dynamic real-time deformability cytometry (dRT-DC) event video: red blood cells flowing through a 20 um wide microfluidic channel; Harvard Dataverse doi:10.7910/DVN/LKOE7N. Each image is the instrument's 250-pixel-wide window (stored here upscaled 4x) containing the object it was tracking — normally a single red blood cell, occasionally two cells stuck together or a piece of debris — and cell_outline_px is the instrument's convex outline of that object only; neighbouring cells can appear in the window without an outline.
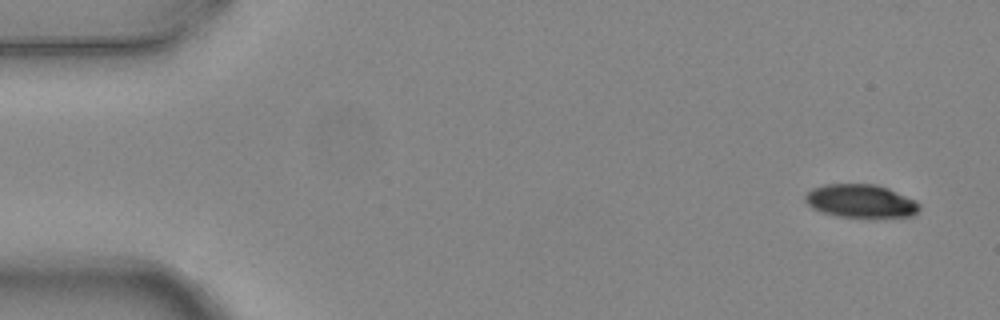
{"species": "common noctule bat (a hibernating species)", "species_latin": "Nyctalus noctula", "temperature_condition": "warm", "stored_images_in_passage": 7, "camera_frame_rate_fps": 3000, "um_per_image_px": 0.085, "animal": {"sex": "female", "body_mass_g": 24.6, "forearm_length_mm": 56.2}, "frame": {"image": 1, "passage_image": 1, "time_ms": 0.0, "image_size_px": [1000, 320], "cell_outline_px": [[920, 208], [912, 216], [868, 220], [836, 216], [812, 208], [804, 200], [804, 196], [812, 188], [824, 184], [876, 184], [888, 188], [916, 200], [920, 204]], "centroid_in_image_um": [73.19, 17.13], "position_along_channel_um": 11.8, "area_um2": 22.95}}
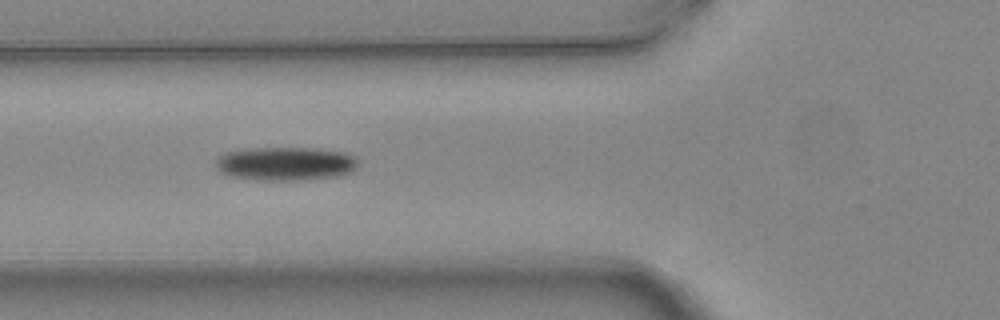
{"frame": {"image": 2, "passage_image": 6, "time_ms": 1.667, "image_size_px": [1000, 320], "cell_outline_px": [[360, 160], [356, 168], [352, 172], [340, 176], [300, 180], [260, 180], [232, 176], [220, 172], [216, 168], [216, 160], [224, 152], [244, 148], [316, 148], [344, 152]], "centroid_in_image_um": [24.29, 13.91], "position_along_channel_um": 101.5, "area_um2": 28.15}}
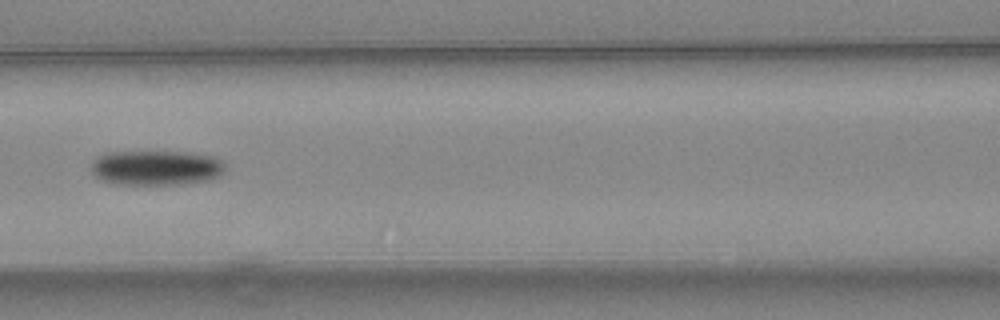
{"frame": {"image": 3, "passage_image": 7, "time_ms": 2.0, "image_size_px": [1000, 320], "cell_outline_px": [[228, 168], [220, 176], [208, 180], [184, 184], [112, 184], [100, 180], [92, 172], [92, 160], [96, 156], [108, 152], [192, 152], [212, 156], [224, 160]], "centroid_in_image_um": [13.32, 14.26], "position_along_channel_um": 153.3, "area_um2": 27.74}}